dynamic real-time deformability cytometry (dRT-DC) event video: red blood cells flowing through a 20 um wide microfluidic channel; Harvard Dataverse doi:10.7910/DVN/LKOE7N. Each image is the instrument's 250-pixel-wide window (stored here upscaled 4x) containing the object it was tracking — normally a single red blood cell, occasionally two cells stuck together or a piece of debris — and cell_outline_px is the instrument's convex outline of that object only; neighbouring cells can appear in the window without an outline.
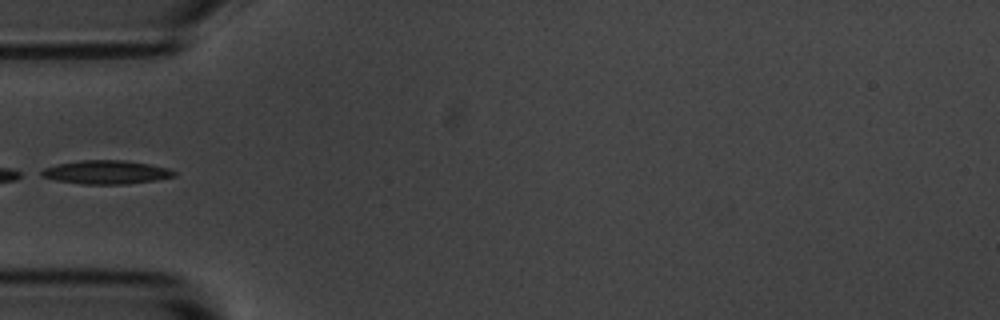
{"species": "common noctule bat (a hibernating species)", "species_latin": "Nyctalus noctula", "temperature_condition": "room temperature", "stored_images_in_passage": 1, "camera_frame_rate_fps": 3000, "um_per_image_px": 0.085, "animal": {"sex": "male", "body_mass_g": 20.1, "forearm_length_mm": 53.5}, "frame": {"image": 1, "passage_image": 1, "time_ms": 0.0, "image_size_px": [1000, 320], "cell_outline_px": [[176, 176], [156, 180], [124, 184], [80, 184], [56, 180], [40, 176], [36, 172], [44, 168], [56, 164], [84, 160], [124, 160], [148, 164], [168, 168], [176, 172]], "centroid_in_image_um": [8.97, 14.64], "position_along_channel_um": 76.0, "area_um2": 18.32}}